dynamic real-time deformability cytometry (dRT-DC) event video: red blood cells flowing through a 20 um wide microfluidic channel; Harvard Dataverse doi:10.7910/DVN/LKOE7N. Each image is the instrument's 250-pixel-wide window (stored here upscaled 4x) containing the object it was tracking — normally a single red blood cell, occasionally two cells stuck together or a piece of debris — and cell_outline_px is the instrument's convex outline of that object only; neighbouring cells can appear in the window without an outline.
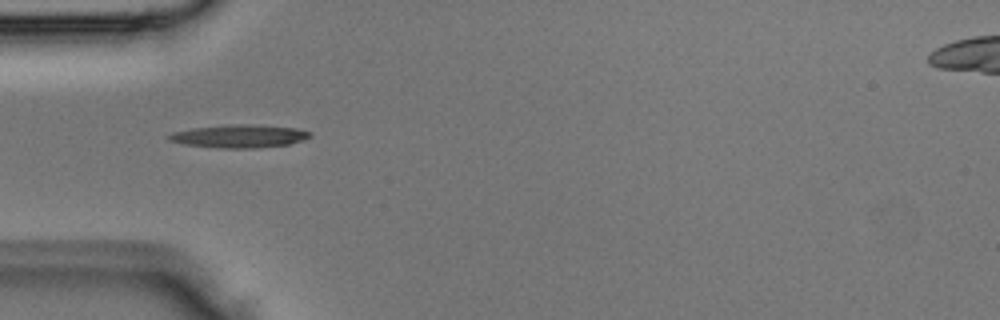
{"species": "Egyptian fruit bat (a non-hibernating species)", "species_latin": "Rousettus aegyptiacus", "temperature_condition": "room temperature", "stored_images_in_passage": 2, "camera_frame_rate_fps": 3000, "um_per_image_px": 0.085, "animal": {"sex": "male"}, "frame": {"image": 1, "passage_image": 2, "time_ms": 0.333, "image_size_px": [1000, 320], "cell_outline_px": [[312, 136], [304, 140], [288, 144], [256, 148], [220, 148], [184, 144], [168, 140], [164, 136], [172, 132], [192, 128], [228, 124], [248, 124], [296, 128], [312, 132]], "centroid_in_image_um": [20.31, 11.57], "position_along_channel_um": 64.7, "area_um2": 19.07}}